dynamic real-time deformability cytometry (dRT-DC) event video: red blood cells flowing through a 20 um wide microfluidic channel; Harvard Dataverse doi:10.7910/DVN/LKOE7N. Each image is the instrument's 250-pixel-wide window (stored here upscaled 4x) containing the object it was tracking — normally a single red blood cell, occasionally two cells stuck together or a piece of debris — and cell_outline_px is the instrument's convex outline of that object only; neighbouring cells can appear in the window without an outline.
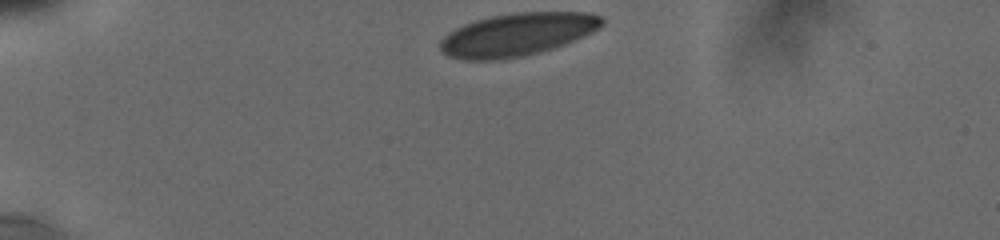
{"species": "human", "species_latin": "Homo sapiens", "temperature_condition": "cold", "stored_images_in_passage": 5, "camera_frame_rate_fps": 3000, "um_per_image_px": 0.085, "donor": {"sex": "male"}, "frame": {"image": 1, "passage_image": 1, "time_ms": 0.0, "image_size_px": [1000, 240], "cell_outline_px": [[604, 24], [600, 28], [584, 36], [564, 44], [540, 52], [524, 56], [500, 60], [464, 60], [448, 56], [440, 52], [440, 40], [448, 32], [464, 24], [476, 20], [492, 16], [512, 12], [588, 12], [604, 16]], "centroid_in_image_um": [43.97, 2.93], "position_along_channel_um": 41.0, "area_um2": 40.75}}
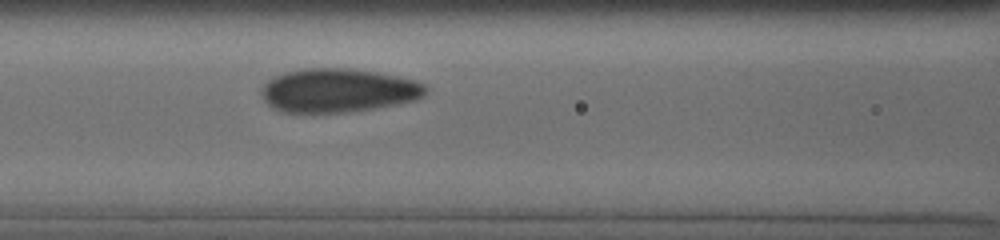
{"frame": {"image": 2, "passage_image": 5, "time_ms": 4.0, "image_size_px": [1000, 240], "cell_outline_px": [[428, 88], [424, 96], [416, 100], [376, 108], [344, 112], [284, 112], [268, 104], [264, 100], [260, 92], [260, 88], [272, 76], [284, 72], [304, 68], [348, 68], [376, 72], [396, 76], [412, 80], [424, 84]], "centroid_in_image_um": [28.72, 7.68], "position_along_channel_um": 137.9, "area_um2": 41.85}}